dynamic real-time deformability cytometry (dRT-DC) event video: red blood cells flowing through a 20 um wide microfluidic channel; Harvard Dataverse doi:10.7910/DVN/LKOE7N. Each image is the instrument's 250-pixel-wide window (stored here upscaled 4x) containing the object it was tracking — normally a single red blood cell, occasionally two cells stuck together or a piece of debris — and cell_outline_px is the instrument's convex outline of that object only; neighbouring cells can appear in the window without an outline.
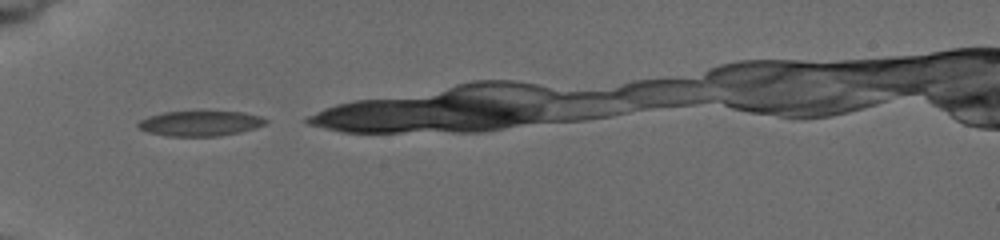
{"species": "common noctule bat (a hibernating species)", "species_latin": "Nyctalus noctula", "temperature_condition": "cold", "stored_images_in_passage": 18, "camera_frame_rate_fps": 3000, "um_per_image_px": 0.085, "animal": {"sex": "female", "body_mass_g": 19.5, "forearm_length_mm": 54.1}, "frame": {"image": 1, "passage_image": 1, "time_ms": 0.0, "image_size_px": [1000, 240], "cell_outline_px": [[268, 120], [264, 124], [256, 128], [240, 132], [220, 136], [168, 136], [148, 132], [140, 128], [136, 124], [140, 120], [148, 116], [164, 112], [240, 112], [260, 116]], "centroid_in_image_um": [17.01, 10.5], "position_along_channel_um": 68.0, "area_um2": 18.5}}
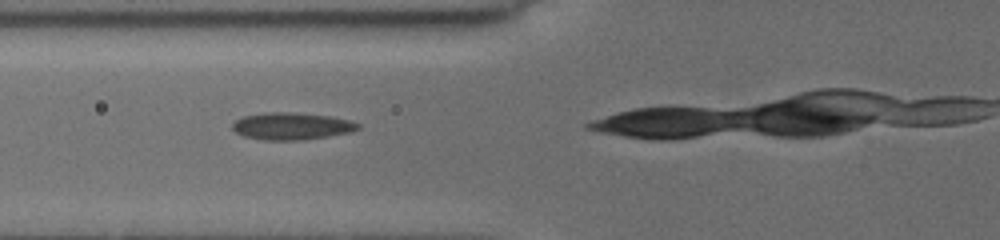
{"frame": {"image": 2, "passage_image": 7, "time_ms": 1.0, "image_size_px": [1000, 240], "cell_outline_px": [[360, 128], [348, 132], [304, 140], [264, 140], [244, 136], [236, 132], [232, 128], [232, 124], [236, 120], [244, 116], [264, 112], [296, 112], [328, 116], [348, 120], [360, 124]], "centroid_in_image_um": [24.75, 10.71], "position_along_channel_um": 101.0, "area_um2": 19.71}}
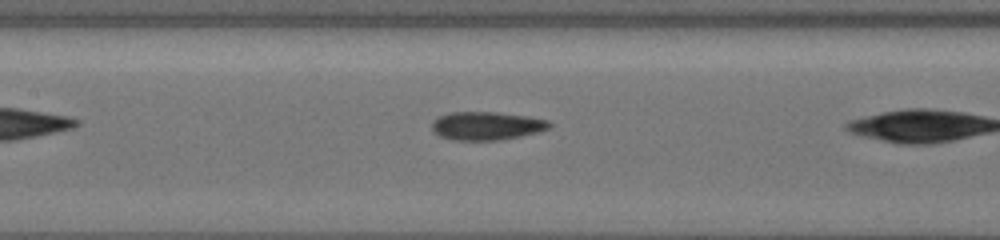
{"frame": {"image": 3, "passage_image": 15, "time_ms": 2.667, "image_size_px": [1000, 240], "cell_outline_px": [[552, 124], [548, 128], [536, 132], [520, 136], [496, 140], [456, 140], [440, 136], [432, 128], [432, 124], [440, 116], [452, 112], [496, 112], [524, 116], [548, 120]], "centroid_in_image_um": [41.36, 10.69], "position_along_channel_um": 166.0, "area_um2": 18.9}}